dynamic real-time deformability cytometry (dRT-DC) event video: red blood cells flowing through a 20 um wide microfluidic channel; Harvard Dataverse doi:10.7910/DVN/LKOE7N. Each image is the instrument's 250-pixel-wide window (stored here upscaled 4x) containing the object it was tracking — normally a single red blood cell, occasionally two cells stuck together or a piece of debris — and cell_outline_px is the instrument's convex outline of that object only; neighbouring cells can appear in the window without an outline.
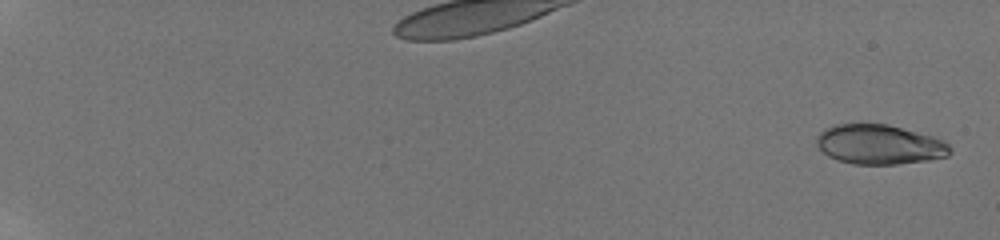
{"species": "human", "species_latin": "Homo sapiens", "temperature_condition": "room temperature", "stored_images_in_passage": 29, "camera_frame_rate_fps": 3000, "um_per_image_px": 0.085, "donor": {"sex": "male"}, "frame": {"image": 1, "passage_image": 1, "time_ms": 0.0, "image_size_px": [1000, 240], "cell_outline_px": [[952, 152], [948, 156], [928, 160], [896, 164], [852, 164], [836, 160], [828, 156], [816, 144], [816, 136], [824, 128], [832, 124], [888, 124], [932, 136], [944, 140], [952, 148]], "centroid_in_image_um": [74.74, 12.28], "position_along_channel_um": 10.3, "area_um2": 31.04}}
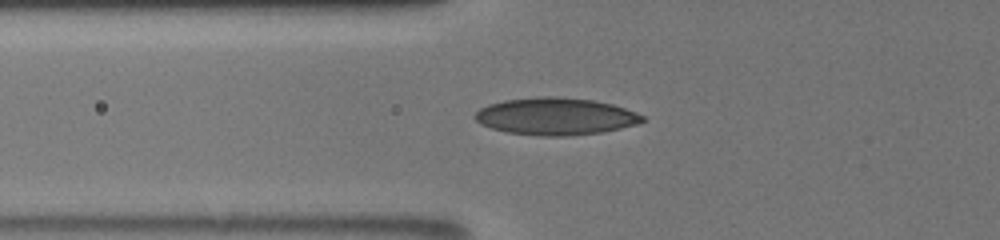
{"frame": {"image": 2, "passage_image": 16, "time_ms": 7.667, "image_size_px": [1000, 240], "cell_outline_px": [[644, 120], [640, 124], [604, 132], [568, 136], [540, 136], [508, 132], [492, 128], [480, 124], [472, 116], [480, 108], [488, 104], [504, 100], [536, 96], [556, 96], [592, 100], [612, 104], [636, 112], [644, 116]], "centroid_in_image_um": [47.23, 9.89], "position_along_channel_um": 78.6, "area_um2": 36.59}}
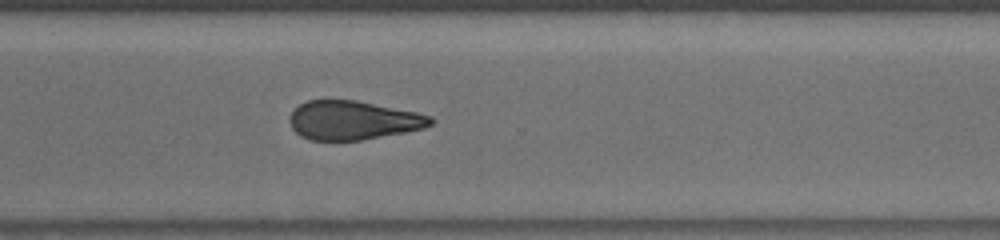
{"frame": {"image": 3, "passage_image": 29, "time_ms": 14.333, "image_size_px": [1000, 240], "cell_outline_px": [[436, 120], [432, 124], [424, 128], [404, 132], [360, 140], [308, 140], [300, 136], [292, 128], [288, 120], [292, 112], [300, 104], [308, 100], [356, 100], [416, 112], [432, 116]], "centroid_in_image_um": [30.01, 10.22], "position_along_channel_um": 340.6, "area_um2": 31.91}}